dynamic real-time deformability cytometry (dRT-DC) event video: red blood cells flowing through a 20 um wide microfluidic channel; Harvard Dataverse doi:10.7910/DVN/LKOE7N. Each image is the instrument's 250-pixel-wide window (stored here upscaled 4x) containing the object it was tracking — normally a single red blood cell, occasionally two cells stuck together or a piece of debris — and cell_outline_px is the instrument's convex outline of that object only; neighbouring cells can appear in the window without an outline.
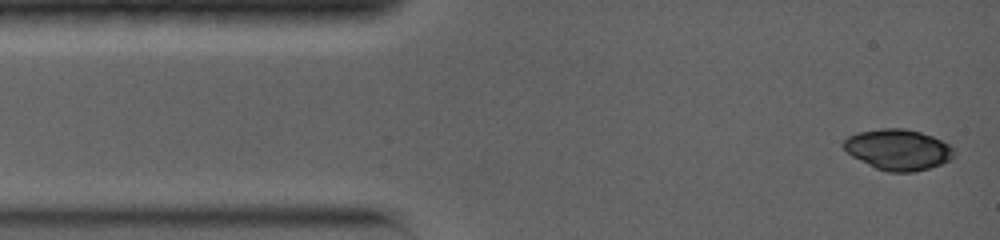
{"species": "common noctule bat (a hibernating species)", "species_latin": "Nyctalus noctula", "temperature_condition": "warm", "stored_images_in_passage": 9, "camera_frame_rate_fps": 5000, "um_per_image_px": 0.085, "animal": {"sex": "female", "body_mass_g": 19.0, "forearm_length_mm": 56.7}, "frame": {"image": 1, "passage_image": 1, "time_ms": 0.0, "image_size_px": [1000, 240], "cell_outline_px": [[956, 156], [952, 160], [928, 168], [912, 172], [888, 172], [876, 168], [852, 156], [844, 148], [844, 140], [848, 136], [856, 132], [880, 128], [904, 128], [920, 132], [932, 136], [952, 144], [956, 148]], "centroid_in_image_um": [76.4, 12.71], "position_along_channel_um": 8.6, "area_um2": 26.53}}
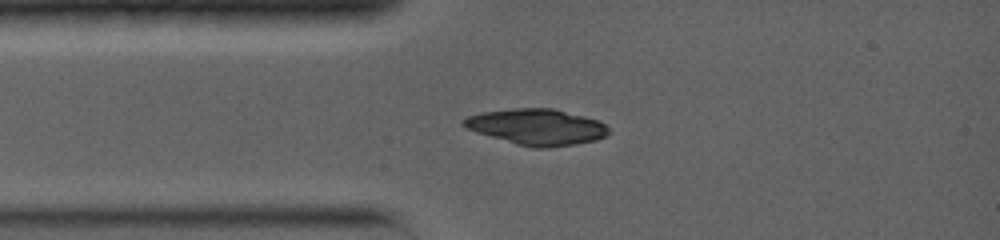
{"frame": {"image": 2, "passage_image": 8, "time_ms": 2.4, "image_size_px": [1000, 240], "cell_outline_px": [[608, 132], [604, 136], [596, 140], [576, 144], [548, 148], [532, 148], [516, 144], [476, 132], [464, 128], [460, 124], [460, 120], [468, 116], [480, 112], [512, 108], [552, 108], [584, 116], [596, 120], [604, 124], [608, 128]], "centroid_in_image_um": [45.56, 10.79], "position_along_channel_um": 39.4, "area_um2": 30.52}}